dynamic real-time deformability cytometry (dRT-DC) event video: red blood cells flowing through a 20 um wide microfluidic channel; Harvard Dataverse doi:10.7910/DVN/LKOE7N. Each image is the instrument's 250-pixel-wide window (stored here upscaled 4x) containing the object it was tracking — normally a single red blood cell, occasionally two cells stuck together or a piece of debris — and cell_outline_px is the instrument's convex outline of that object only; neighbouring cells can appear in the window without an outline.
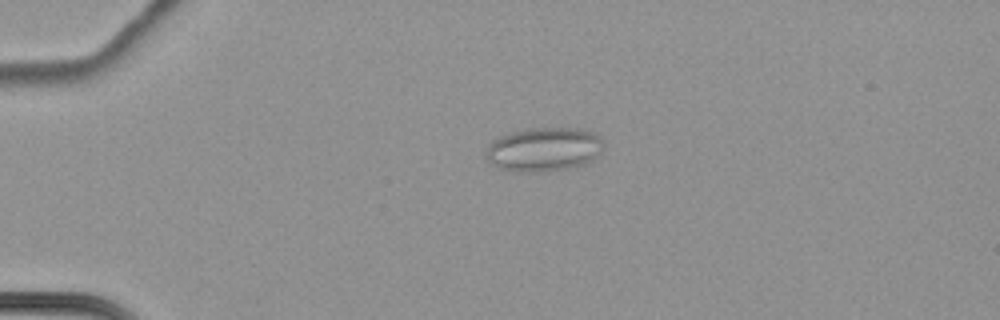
{"species": "common noctule bat (a hibernating species)", "species_latin": "Nyctalus noctula", "temperature_condition": "cold", "stored_images_in_passage": 48, "camera_frame_rate_fps": 3000, "um_per_image_px": 0.085, "animal": {"sex": "female", "body_mass_g": 22.7, "forearm_length_mm": 54.2}, "frame": {"image": 1, "passage_image": 2, "time_ms": 0.333, "image_size_px": [1000, 320], "cell_outline_px": [[604, 148], [588, 164], [568, 168], [544, 172], [516, 172], [500, 168], [492, 164], [488, 160], [488, 144], [492, 140], [508, 132], [524, 128], [580, 128], [592, 132], [600, 136], [604, 144]], "centroid_in_image_um": [46.26, 12.69], "position_along_channel_um": 38.7, "area_um2": 30.52}}
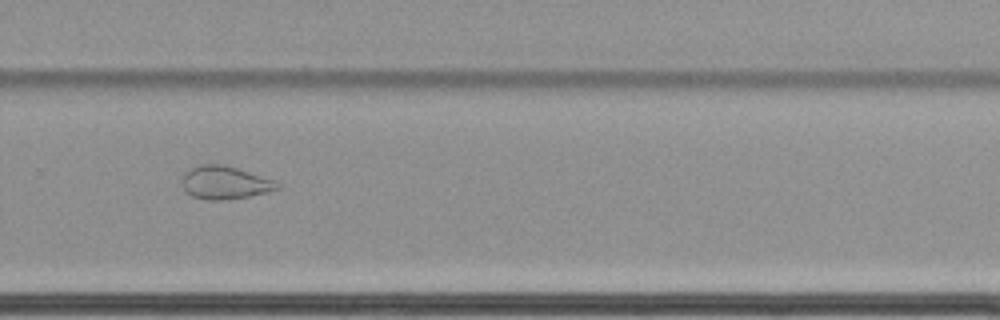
{"frame": {"image": 2, "passage_image": 30, "time_ms": 9.667, "image_size_px": [1000, 320], "cell_outline_px": [[280, 188], [268, 192], [228, 200], [208, 200], [192, 196], [184, 188], [184, 172], [188, 168], [200, 164], [224, 164], [280, 180]], "centroid_in_image_um": [19.2, 15.5], "position_along_channel_um": 310.6, "area_um2": 18.67}}
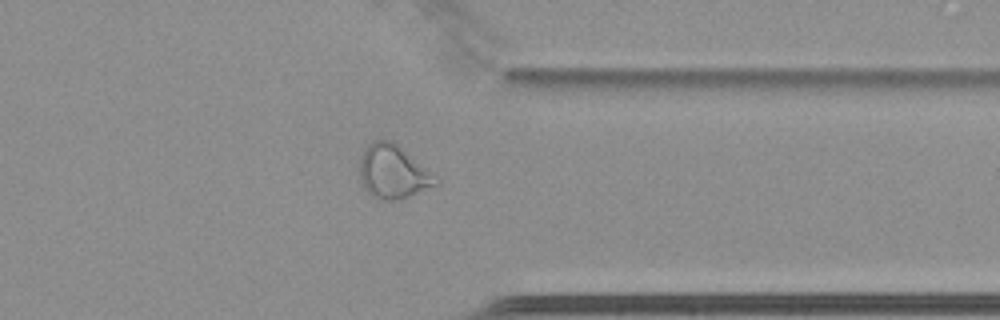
{"frame": {"image": 3, "passage_image": 36, "time_ms": 11.667, "image_size_px": [1000, 320], "cell_outline_px": [[440, 180], [436, 184], [400, 200], [376, 200], [364, 188], [360, 180], [360, 156], [364, 148], [372, 140], [380, 136], [392, 140]], "centroid_in_image_um": [33.34, 14.58], "position_along_channel_um": 378.1, "area_um2": 23.87}, "authors_computed_cell_mechanics": {"area_um2": 21.4727, "velocity_mm_per_s": 3.4529, "shape_relaxation_time_tau1_ms": null, "shape_relaxation_time_tau2_ms": 1.9986, "deformation_change_tau1": null, "deformation_change_tau2": 0.0734}}